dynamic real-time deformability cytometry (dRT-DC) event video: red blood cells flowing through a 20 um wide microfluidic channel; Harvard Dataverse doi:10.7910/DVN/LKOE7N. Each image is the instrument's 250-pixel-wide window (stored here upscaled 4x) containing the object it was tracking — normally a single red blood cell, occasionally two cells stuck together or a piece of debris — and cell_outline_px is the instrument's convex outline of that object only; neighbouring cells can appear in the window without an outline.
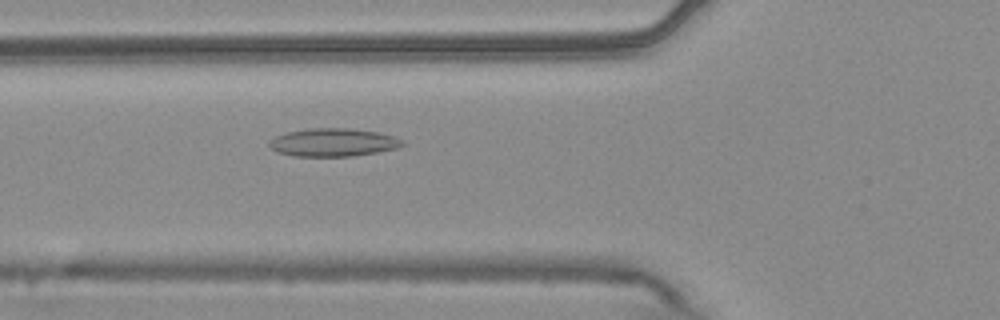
{"species": "common noctule bat (a hibernating species)", "species_latin": "Nyctalus noctula", "temperature_condition": "warm", "stored_images_in_passage": 54, "camera_frame_rate_fps": 3000, "um_per_image_px": 0.085, "animal": {"sex": "male", "body_mass_g": 20.4}, "frame": {"image": 1, "passage_image": 20, "time_ms": 6.333, "image_size_px": [1000, 320], "cell_outline_px": [[404, 144], [400, 148], [352, 156], [292, 156], [276, 152], [268, 144], [276, 136], [284, 132], [308, 128], [352, 128], [376, 132], [396, 136], [404, 140]], "centroid_in_image_um": [28.34, 12.1], "position_along_channel_um": 97.5, "area_um2": 21.96}}
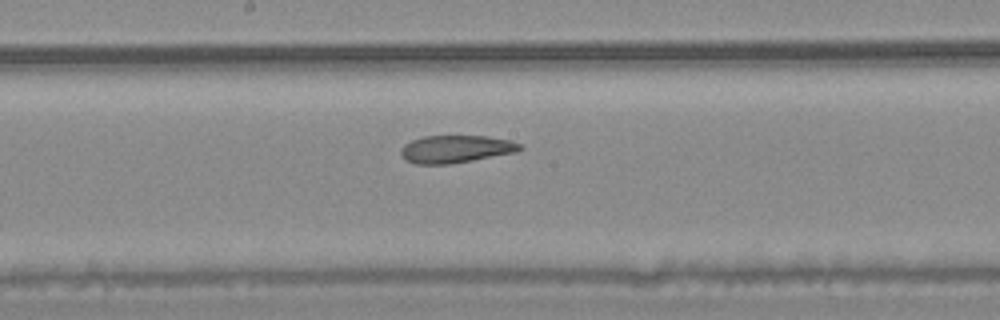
{"frame": {"image": 2, "passage_image": 29, "time_ms": 9.333, "image_size_px": [1000, 320], "cell_outline_px": [[524, 148], [516, 152], [472, 160], [448, 164], [416, 164], [408, 160], [400, 152], [400, 148], [404, 144], [412, 140], [424, 136], [488, 136], [512, 140], [520, 144]], "centroid_in_image_um": [38.77, 12.66], "position_along_channel_um": 209.4, "area_um2": 19.02}}
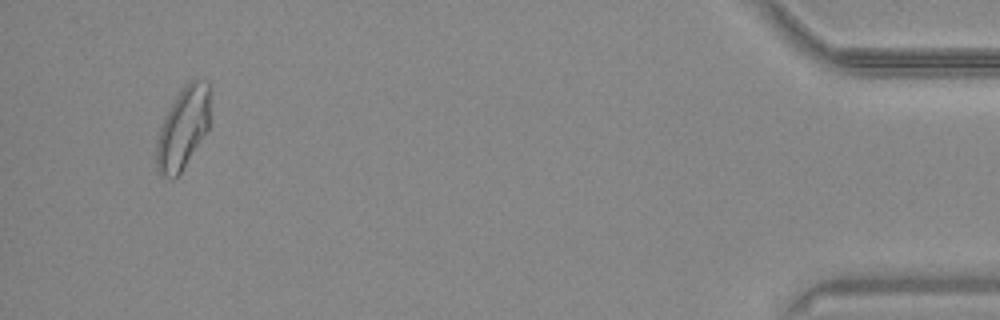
{"frame": {"image": 3, "passage_image": 52, "time_ms": 17.0, "image_size_px": [1000, 320], "cell_outline_px": [[208, 128], [180, 172], [172, 180], [160, 176], [156, 168], [156, 144], [160, 128], [176, 96], [192, 80], [208, 80]], "centroid_in_image_um": [15.51, 10.95], "position_along_channel_um": 419.7, "area_um2": 24.62}, "authors_computed_cell_mechanics": {"area_um2": 22.3108, "velocity_mm_per_s": 3.7179, "shape_relaxation_time_tau1_ms": null, "shape_relaxation_time_tau2_ms": 3.8809, "deformation_change_tau1": null, "deformation_change_tau2": 0.1106}}